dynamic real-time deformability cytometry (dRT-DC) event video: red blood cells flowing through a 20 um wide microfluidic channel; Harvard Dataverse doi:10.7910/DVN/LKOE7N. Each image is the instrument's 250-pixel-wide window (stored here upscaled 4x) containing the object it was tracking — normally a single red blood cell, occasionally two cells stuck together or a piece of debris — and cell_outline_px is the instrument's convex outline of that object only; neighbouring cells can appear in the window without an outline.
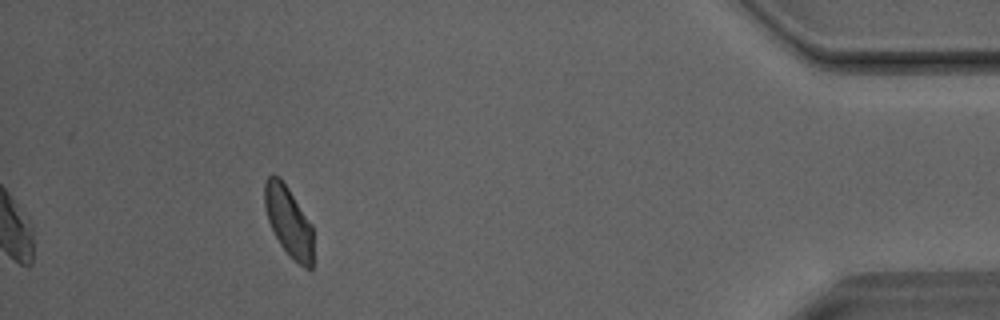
{"species": "Egyptian fruit bat (a non-hibernating species)", "species_latin": "Rousettus aegyptiacus", "temperature_condition": "room temperature", "stored_images_in_passage": 25, "camera_frame_rate_fps": 3000, "um_per_image_px": 0.085, "animal": {"sex": "male"}, "frame": {"image": 1, "passage_image": 25, "time_ms": 8.0, "image_size_px": [1000, 320], "cell_outline_px": [[312, 268], [304, 268], [292, 260], [280, 244], [268, 220], [264, 204], [264, 184], [268, 176], [272, 172], [280, 176], [312, 224]], "centroid_in_image_um": [24.52, 18.79], "position_along_channel_um": 410.7, "area_um2": 19.94}}